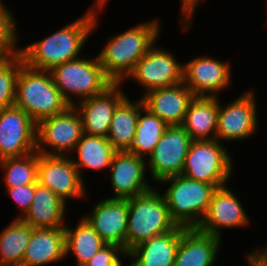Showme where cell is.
<instances>
[{
  "label": "cell",
  "instance_id": "5",
  "mask_svg": "<svg viewBox=\"0 0 267 266\" xmlns=\"http://www.w3.org/2000/svg\"><path fill=\"white\" fill-rule=\"evenodd\" d=\"M167 185L162 193L171 219L185 228H197L205 216L216 185L189 179L183 175L165 178L159 185Z\"/></svg>",
  "mask_w": 267,
  "mask_h": 266
},
{
  "label": "cell",
  "instance_id": "23",
  "mask_svg": "<svg viewBox=\"0 0 267 266\" xmlns=\"http://www.w3.org/2000/svg\"><path fill=\"white\" fill-rule=\"evenodd\" d=\"M67 207L66 202L37 182L32 205L21 220L32 228L65 227Z\"/></svg>",
  "mask_w": 267,
  "mask_h": 266
},
{
  "label": "cell",
  "instance_id": "22",
  "mask_svg": "<svg viewBox=\"0 0 267 266\" xmlns=\"http://www.w3.org/2000/svg\"><path fill=\"white\" fill-rule=\"evenodd\" d=\"M183 227L152 237L133 248L128 254L127 266H174Z\"/></svg>",
  "mask_w": 267,
  "mask_h": 266
},
{
  "label": "cell",
  "instance_id": "11",
  "mask_svg": "<svg viewBox=\"0 0 267 266\" xmlns=\"http://www.w3.org/2000/svg\"><path fill=\"white\" fill-rule=\"evenodd\" d=\"M189 134L181 125L167 126L153 152L147 157L148 174L153 183L181 175L191 143Z\"/></svg>",
  "mask_w": 267,
  "mask_h": 266
},
{
  "label": "cell",
  "instance_id": "15",
  "mask_svg": "<svg viewBox=\"0 0 267 266\" xmlns=\"http://www.w3.org/2000/svg\"><path fill=\"white\" fill-rule=\"evenodd\" d=\"M247 214L241 200L228 185L218 187L197 229L222 239L225 228L240 229L249 226L251 223Z\"/></svg>",
  "mask_w": 267,
  "mask_h": 266
},
{
  "label": "cell",
  "instance_id": "30",
  "mask_svg": "<svg viewBox=\"0 0 267 266\" xmlns=\"http://www.w3.org/2000/svg\"><path fill=\"white\" fill-rule=\"evenodd\" d=\"M39 153L0 160L3 186L16 187L37 183Z\"/></svg>",
  "mask_w": 267,
  "mask_h": 266
},
{
  "label": "cell",
  "instance_id": "19",
  "mask_svg": "<svg viewBox=\"0 0 267 266\" xmlns=\"http://www.w3.org/2000/svg\"><path fill=\"white\" fill-rule=\"evenodd\" d=\"M195 96L184 82L146 92L140 98L151 113L168 126L182 125L190 101Z\"/></svg>",
  "mask_w": 267,
  "mask_h": 266
},
{
  "label": "cell",
  "instance_id": "28",
  "mask_svg": "<svg viewBox=\"0 0 267 266\" xmlns=\"http://www.w3.org/2000/svg\"><path fill=\"white\" fill-rule=\"evenodd\" d=\"M32 227L21 219H13L0 232V266H22Z\"/></svg>",
  "mask_w": 267,
  "mask_h": 266
},
{
  "label": "cell",
  "instance_id": "27",
  "mask_svg": "<svg viewBox=\"0 0 267 266\" xmlns=\"http://www.w3.org/2000/svg\"><path fill=\"white\" fill-rule=\"evenodd\" d=\"M76 227L65 225L66 257L74 256L76 264L85 265L107 243L82 216Z\"/></svg>",
  "mask_w": 267,
  "mask_h": 266
},
{
  "label": "cell",
  "instance_id": "13",
  "mask_svg": "<svg viewBox=\"0 0 267 266\" xmlns=\"http://www.w3.org/2000/svg\"><path fill=\"white\" fill-rule=\"evenodd\" d=\"M232 64L213 56H196L184 62L185 85L194 96L219 97L233 80Z\"/></svg>",
  "mask_w": 267,
  "mask_h": 266
},
{
  "label": "cell",
  "instance_id": "21",
  "mask_svg": "<svg viewBox=\"0 0 267 266\" xmlns=\"http://www.w3.org/2000/svg\"><path fill=\"white\" fill-rule=\"evenodd\" d=\"M66 259L65 229L32 228L22 266H45Z\"/></svg>",
  "mask_w": 267,
  "mask_h": 266
},
{
  "label": "cell",
  "instance_id": "9",
  "mask_svg": "<svg viewBox=\"0 0 267 266\" xmlns=\"http://www.w3.org/2000/svg\"><path fill=\"white\" fill-rule=\"evenodd\" d=\"M158 41L137 62L133 71L122 82L129 79L141 86L146 92L180 84L184 80V64L170 50L158 46ZM133 80V81H132Z\"/></svg>",
  "mask_w": 267,
  "mask_h": 266
},
{
  "label": "cell",
  "instance_id": "17",
  "mask_svg": "<svg viewBox=\"0 0 267 266\" xmlns=\"http://www.w3.org/2000/svg\"><path fill=\"white\" fill-rule=\"evenodd\" d=\"M97 201L83 217L105 243L119 245L126 252L128 199L103 197Z\"/></svg>",
  "mask_w": 267,
  "mask_h": 266
},
{
  "label": "cell",
  "instance_id": "35",
  "mask_svg": "<svg viewBox=\"0 0 267 266\" xmlns=\"http://www.w3.org/2000/svg\"><path fill=\"white\" fill-rule=\"evenodd\" d=\"M180 24H181V30L182 32H190L188 31L193 26V20L194 15L196 12V9L199 7V5L205 0H180Z\"/></svg>",
  "mask_w": 267,
  "mask_h": 266
},
{
  "label": "cell",
  "instance_id": "3",
  "mask_svg": "<svg viewBox=\"0 0 267 266\" xmlns=\"http://www.w3.org/2000/svg\"><path fill=\"white\" fill-rule=\"evenodd\" d=\"M157 187L128 199L126 253L152 237L177 227L169 208ZM161 192V193H160Z\"/></svg>",
  "mask_w": 267,
  "mask_h": 266
},
{
  "label": "cell",
  "instance_id": "6",
  "mask_svg": "<svg viewBox=\"0 0 267 266\" xmlns=\"http://www.w3.org/2000/svg\"><path fill=\"white\" fill-rule=\"evenodd\" d=\"M50 73L56 87L70 106L103 93L114 83L105 74L97 55L91 58L88 56V59L81 56L65 62L53 68Z\"/></svg>",
  "mask_w": 267,
  "mask_h": 266
},
{
  "label": "cell",
  "instance_id": "7",
  "mask_svg": "<svg viewBox=\"0 0 267 266\" xmlns=\"http://www.w3.org/2000/svg\"><path fill=\"white\" fill-rule=\"evenodd\" d=\"M231 158L216 139L191 141L181 175L217 187L228 185L234 171Z\"/></svg>",
  "mask_w": 267,
  "mask_h": 266
},
{
  "label": "cell",
  "instance_id": "26",
  "mask_svg": "<svg viewBox=\"0 0 267 266\" xmlns=\"http://www.w3.org/2000/svg\"><path fill=\"white\" fill-rule=\"evenodd\" d=\"M127 95L116 107L107 135L116 151H128L133 144L139 110L144 106L142 99H129Z\"/></svg>",
  "mask_w": 267,
  "mask_h": 266
},
{
  "label": "cell",
  "instance_id": "10",
  "mask_svg": "<svg viewBox=\"0 0 267 266\" xmlns=\"http://www.w3.org/2000/svg\"><path fill=\"white\" fill-rule=\"evenodd\" d=\"M254 90V91H253ZM255 88L247 89L238 98L221 104L218 97V121L216 140L239 142L256 134L259 128Z\"/></svg>",
  "mask_w": 267,
  "mask_h": 266
},
{
  "label": "cell",
  "instance_id": "14",
  "mask_svg": "<svg viewBox=\"0 0 267 266\" xmlns=\"http://www.w3.org/2000/svg\"><path fill=\"white\" fill-rule=\"evenodd\" d=\"M37 123L22 109L0 111V160L22 157L36 151Z\"/></svg>",
  "mask_w": 267,
  "mask_h": 266
},
{
  "label": "cell",
  "instance_id": "20",
  "mask_svg": "<svg viewBox=\"0 0 267 266\" xmlns=\"http://www.w3.org/2000/svg\"><path fill=\"white\" fill-rule=\"evenodd\" d=\"M222 242L221 238L197 228L183 227L174 266H214Z\"/></svg>",
  "mask_w": 267,
  "mask_h": 266
},
{
  "label": "cell",
  "instance_id": "32",
  "mask_svg": "<svg viewBox=\"0 0 267 266\" xmlns=\"http://www.w3.org/2000/svg\"><path fill=\"white\" fill-rule=\"evenodd\" d=\"M23 65L24 62L20 54L0 62V111L14 106L17 79Z\"/></svg>",
  "mask_w": 267,
  "mask_h": 266
},
{
  "label": "cell",
  "instance_id": "25",
  "mask_svg": "<svg viewBox=\"0 0 267 266\" xmlns=\"http://www.w3.org/2000/svg\"><path fill=\"white\" fill-rule=\"evenodd\" d=\"M116 152L107 137L83 134L73 151L75 157L73 155L70 157L85 182L83 172L87 169L90 172L91 170L99 172L107 168L109 171Z\"/></svg>",
  "mask_w": 267,
  "mask_h": 266
},
{
  "label": "cell",
  "instance_id": "36",
  "mask_svg": "<svg viewBox=\"0 0 267 266\" xmlns=\"http://www.w3.org/2000/svg\"><path fill=\"white\" fill-rule=\"evenodd\" d=\"M261 246L247 252L245 259L250 266H267V244Z\"/></svg>",
  "mask_w": 267,
  "mask_h": 266
},
{
  "label": "cell",
  "instance_id": "8",
  "mask_svg": "<svg viewBox=\"0 0 267 266\" xmlns=\"http://www.w3.org/2000/svg\"><path fill=\"white\" fill-rule=\"evenodd\" d=\"M83 134L81 116L74 106H69L37 123L36 151L42 155L71 156Z\"/></svg>",
  "mask_w": 267,
  "mask_h": 266
},
{
  "label": "cell",
  "instance_id": "16",
  "mask_svg": "<svg viewBox=\"0 0 267 266\" xmlns=\"http://www.w3.org/2000/svg\"><path fill=\"white\" fill-rule=\"evenodd\" d=\"M146 162L145 158L128 151H117L109 168L113 194L108 198L129 199L151 190Z\"/></svg>",
  "mask_w": 267,
  "mask_h": 266
},
{
  "label": "cell",
  "instance_id": "34",
  "mask_svg": "<svg viewBox=\"0 0 267 266\" xmlns=\"http://www.w3.org/2000/svg\"><path fill=\"white\" fill-rule=\"evenodd\" d=\"M5 189V195L7 194V196L13 200V203H15L21 210L16 219H21L32 205L35 195V184L5 187Z\"/></svg>",
  "mask_w": 267,
  "mask_h": 266
},
{
  "label": "cell",
  "instance_id": "18",
  "mask_svg": "<svg viewBox=\"0 0 267 266\" xmlns=\"http://www.w3.org/2000/svg\"><path fill=\"white\" fill-rule=\"evenodd\" d=\"M123 85L113 83L103 93L75 104L82 119L84 134L107 137L114 111L127 96Z\"/></svg>",
  "mask_w": 267,
  "mask_h": 266
},
{
  "label": "cell",
  "instance_id": "29",
  "mask_svg": "<svg viewBox=\"0 0 267 266\" xmlns=\"http://www.w3.org/2000/svg\"><path fill=\"white\" fill-rule=\"evenodd\" d=\"M168 125L144 106L139 110V118L133 144L128 152L147 159Z\"/></svg>",
  "mask_w": 267,
  "mask_h": 266
},
{
  "label": "cell",
  "instance_id": "24",
  "mask_svg": "<svg viewBox=\"0 0 267 266\" xmlns=\"http://www.w3.org/2000/svg\"><path fill=\"white\" fill-rule=\"evenodd\" d=\"M218 97L195 96L189 103L182 127L192 141L216 139Z\"/></svg>",
  "mask_w": 267,
  "mask_h": 266
},
{
  "label": "cell",
  "instance_id": "31",
  "mask_svg": "<svg viewBox=\"0 0 267 266\" xmlns=\"http://www.w3.org/2000/svg\"><path fill=\"white\" fill-rule=\"evenodd\" d=\"M5 4L4 0H0V62L18 56L21 47L15 15Z\"/></svg>",
  "mask_w": 267,
  "mask_h": 266
},
{
  "label": "cell",
  "instance_id": "1",
  "mask_svg": "<svg viewBox=\"0 0 267 266\" xmlns=\"http://www.w3.org/2000/svg\"><path fill=\"white\" fill-rule=\"evenodd\" d=\"M93 2L76 20L34 43L20 47L24 64L32 69L51 71L60 64L81 57L88 38L99 25L100 11L109 5L108 0Z\"/></svg>",
  "mask_w": 267,
  "mask_h": 266
},
{
  "label": "cell",
  "instance_id": "33",
  "mask_svg": "<svg viewBox=\"0 0 267 266\" xmlns=\"http://www.w3.org/2000/svg\"><path fill=\"white\" fill-rule=\"evenodd\" d=\"M127 258L125 249L116 244H106L103 246L85 266H127L123 265L120 258Z\"/></svg>",
  "mask_w": 267,
  "mask_h": 266
},
{
  "label": "cell",
  "instance_id": "2",
  "mask_svg": "<svg viewBox=\"0 0 267 266\" xmlns=\"http://www.w3.org/2000/svg\"><path fill=\"white\" fill-rule=\"evenodd\" d=\"M157 18V19H156ZM138 23L105 41L97 57L105 74L114 82L122 83L137 62L161 37V19L158 17Z\"/></svg>",
  "mask_w": 267,
  "mask_h": 266
},
{
  "label": "cell",
  "instance_id": "12",
  "mask_svg": "<svg viewBox=\"0 0 267 266\" xmlns=\"http://www.w3.org/2000/svg\"><path fill=\"white\" fill-rule=\"evenodd\" d=\"M37 182L68 204L69 199L87 197V186L70 156L39 154ZM86 195V196H85Z\"/></svg>",
  "mask_w": 267,
  "mask_h": 266
},
{
  "label": "cell",
  "instance_id": "4",
  "mask_svg": "<svg viewBox=\"0 0 267 266\" xmlns=\"http://www.w3.org/2000/svg\"><path fill=\"white\" fill-rule=\"evenodd\" d=\"M14 106L36 123L64 112L70 105L56 87L50 71L21 67L16 84Z\"/></svg>",
  "mask_w": 267,
  "mask_h": 266
}]
</instances>
